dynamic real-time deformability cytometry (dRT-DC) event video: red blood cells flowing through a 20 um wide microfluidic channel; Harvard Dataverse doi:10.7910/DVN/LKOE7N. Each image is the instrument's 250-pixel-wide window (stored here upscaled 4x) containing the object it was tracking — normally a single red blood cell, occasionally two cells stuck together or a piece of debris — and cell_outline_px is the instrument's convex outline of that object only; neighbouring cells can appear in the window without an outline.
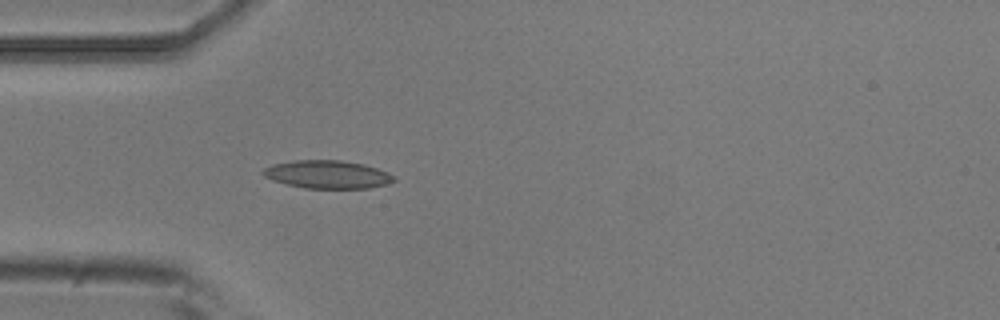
{"species": "common noctule bat (a hibernating species)", "species_latin": "Nyctalus noctula", "temperature_condition": "room temperature", "stored_images_in_passage": 4, "camera_frame_rate_fps": 3000, "um_per_image_px": 0.085, "animal": {"sex": "male", "body_mass_g": 20.5, "forearm_length_mm": 52.5}, "frame": {"image": 1, "passage_image": 4, "time_ms": 1.0, "image_size_px": [1000, 320], "cell_outline_px": [[396, 180], [388, 184], [368, 188], [304, 188], [272, 180], [264, 176], [260, 172], [264, 168], [272, 164], [296, 160], [340, 160], [364, 164], [376, 168], [396, 176]], "centroid_in_image_um": [27.83, 14.82], "position_along_channel_um": 57.2, "area_um2": 21.39}}